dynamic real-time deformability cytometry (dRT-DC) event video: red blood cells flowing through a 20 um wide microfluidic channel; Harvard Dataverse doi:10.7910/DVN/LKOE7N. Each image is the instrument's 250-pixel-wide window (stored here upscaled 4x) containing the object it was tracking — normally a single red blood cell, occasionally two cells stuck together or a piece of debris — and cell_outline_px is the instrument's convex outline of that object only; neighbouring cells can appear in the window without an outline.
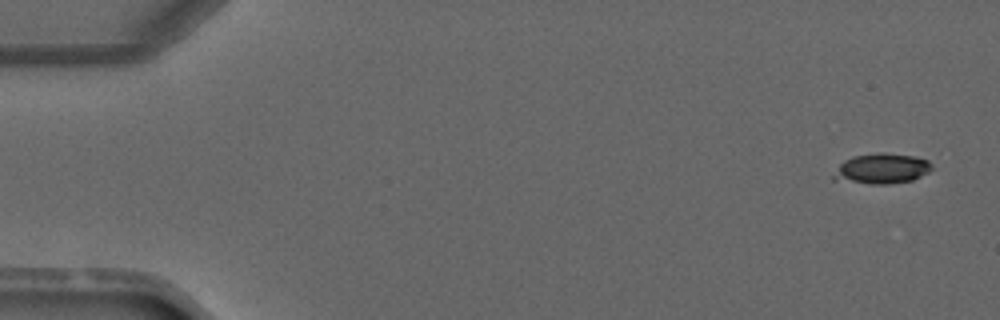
{"species": "common noctule bat (a hibernating species)", "species_latin": "Nyctalus noctula", "temperature_condition": "warm", "stored_images_in_passage": 4, "camera_frame_rate_fps": 3000, "um_per_image_px": 0.085, "animal": {"sex": "male", "forearm_length_mm": 52.5}, "frame": {"image": 1, "passage_image": 1, "time_ms": 0.0, "image_size_px": [1000, 320], "cell_outline_px": [[932, 168], [928, 172], [912, 180], [888, 184], [872, 184], [832, 180], [832, 176], [840, 164], [844, 160], [852, 156], [880, 152], [884, 152], [916, 156], [928, 160], [932, 164]], "centroid_in_image_um": [74.93, 14.32], "position_along_channel_um": 10.1, "area_um2": 17.51}}